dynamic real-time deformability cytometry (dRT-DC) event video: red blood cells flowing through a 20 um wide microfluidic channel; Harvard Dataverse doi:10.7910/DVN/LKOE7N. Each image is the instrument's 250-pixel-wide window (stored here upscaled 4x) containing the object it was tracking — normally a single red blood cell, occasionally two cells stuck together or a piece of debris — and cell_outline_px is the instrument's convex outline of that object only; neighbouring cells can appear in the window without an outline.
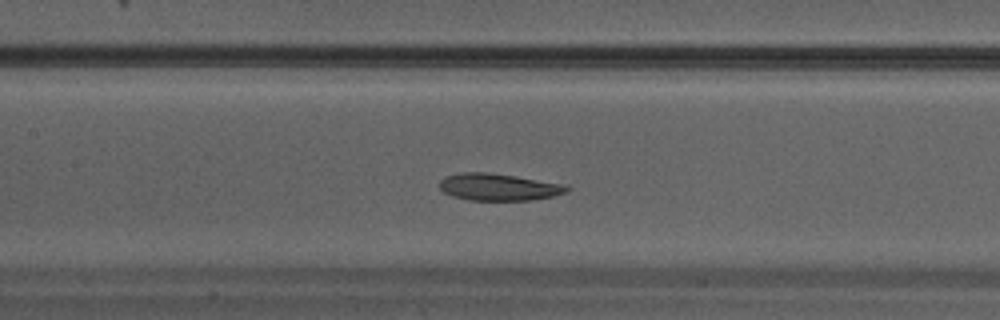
{"species": "Egyptian fruit bat (a non-hibernating species)", "species_latin": "Rousettus aegyptiacus", "temperature_condition": "warm", "stored_images_in_passage": 29, "camera_frame_rate_fps": 3000, "um_per_image_px": 0.085, "animal": {"sex": "male"}, "frame": {"image": 1, "passage_image": 10, "time_ms": 3.0, "image_size_px": [1000, 320], "cell_outline_px": [[572, 188], [564, 192], [552, 196], [532, 200], [468, 200], [452, 196], [444, 192], [440, 188], [440, 180], [444, 176], [460, 172], [484, 172], [516, 176], [568, 184]], "centroid_in_image_um": [42.39, 15.89], "position_along_channel_um": 165.0, "area_um2": 20.17}}
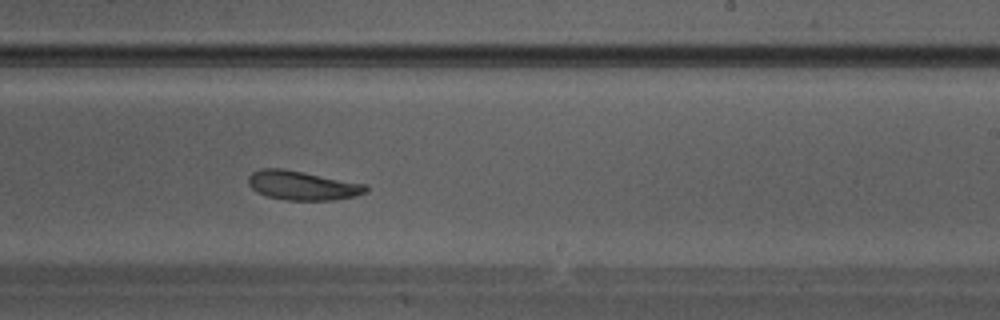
{"frame": {"image": 2, "passage_image": 15, "time_ms": 4.667, "image_size_px": [1000, 320], "cell_outline_px": [[368, 188], [364, 192], [356, 196], [332, 200], [288, 200], [268, 196], [256, 192], [248, 184], [248, 176], [252, 172], [260, 168], [280, 168], [304, 172], [368, 184]], "centroid_in_image_um": [25.69, 15.75], "position_along_channel_um": 263.3, "area_um2": 20.0}}
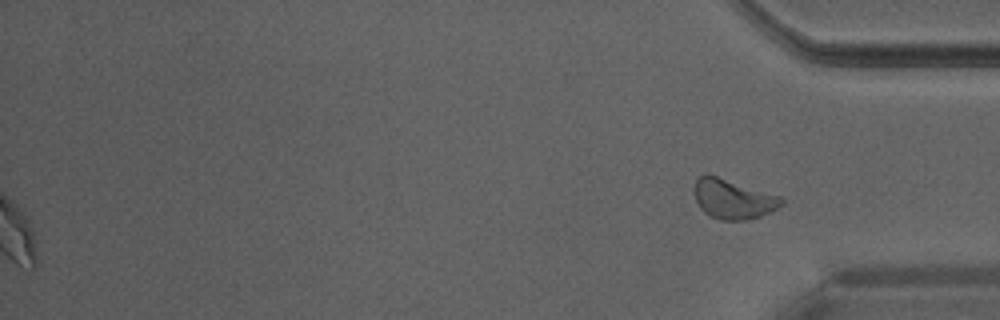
{"frame": {"image": 3, "passage_image": 29, "time_ms": 9.333, "image_size_px": [1000, 320], "cell_outline_px": [[784, 204], [772, 212], [748, 220], [720, 220], [704, 212], [700, 208], [696, 200], [696, 180], [700, 176], [716, 176], [780, 196], [784, 200]], "centroid_in_image_um": [62.37, 16.96], "position_along_channel_um": 372.8, "area_um2": 19.71}}